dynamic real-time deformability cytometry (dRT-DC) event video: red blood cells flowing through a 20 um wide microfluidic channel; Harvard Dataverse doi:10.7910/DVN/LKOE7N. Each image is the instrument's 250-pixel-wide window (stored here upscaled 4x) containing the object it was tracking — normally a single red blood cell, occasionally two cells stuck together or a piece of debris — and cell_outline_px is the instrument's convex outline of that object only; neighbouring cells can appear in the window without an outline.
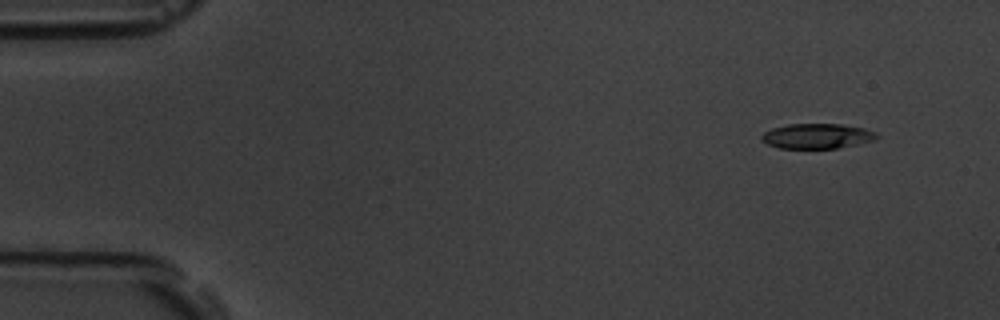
{"species": "common noctule bat (a hibernating species)", "species_latin": "Nyctalus noctula", "temperature_condition": "room temperature", "stored_images_in_passage": 10, "camera_frame_rate_fps": 3000, "um_per_image_px": 0.085, "animal": {"sex": "male", "body_mass_g": 19.5, "forearm_length_mm": 54.6}, "frame": {"image": 1, "passage_image": 1, "time_ms": 0.0, "image_size_px": [1000, 320], "cell_outline_px": [[880, 136], [872, 140], [856, 144], [836, 148], [780, 148], [768, 144], [760, 140], [760, 136], [764, 132], [772, 128], [788, 124], [844, 124], [864, 128], [876, 132]], "centroid_in_image_um": [69.43, 11.56], "position_along_channel_um": 15.6, "area_um2": 16.76}}
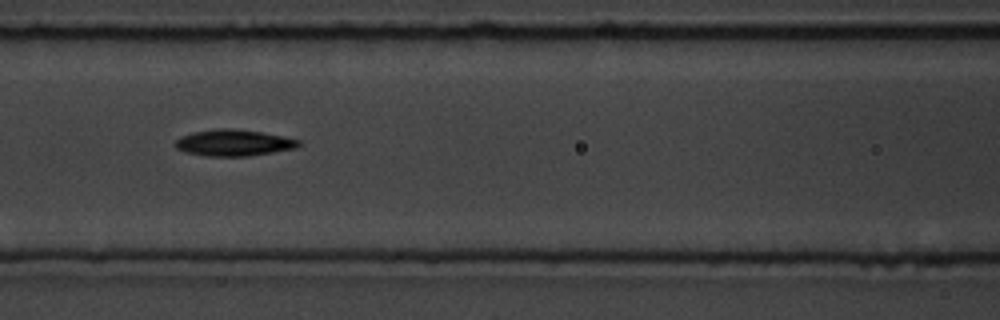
{"frame": {"image": 2, "passage_image": 7, "time_ms": 6.667, "image_size_px": [1000, 320], "cell_outline_px": [[300, 144], [296, 148], [248, 156], [204, 156], [184, 152], [176, 148], [172, 144], [180, 136], [192, 132], [216, 128], [232, 128], [260, 132], [300, 140]], "centroid_in_image_um": [19.78, 12.14], "position_along_channel_um": 146.8, "area_um2": 19.02}}
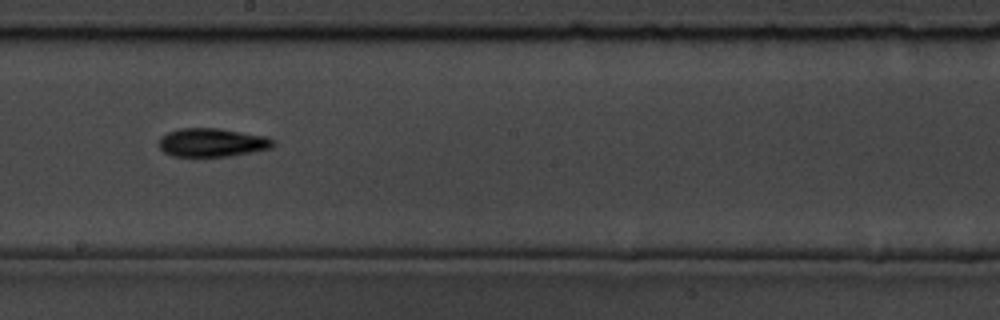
{"frame": {"image": 3, "passage_image": 9, "time_ms": 9.0, "image_size_px": [1000, 320], "cell_outline_px": [[272, 144], [268, 148], [228, 156], [172, 156], [164, 152], [160, 148], [160, 136], [168, 132], [180, 128], [216, 128], [264, 136], [272, 140]], "centroid_in_image_um": [17.93, 12.11], "position_along_channel_um": 230.3, "area_um2": 18.44}}